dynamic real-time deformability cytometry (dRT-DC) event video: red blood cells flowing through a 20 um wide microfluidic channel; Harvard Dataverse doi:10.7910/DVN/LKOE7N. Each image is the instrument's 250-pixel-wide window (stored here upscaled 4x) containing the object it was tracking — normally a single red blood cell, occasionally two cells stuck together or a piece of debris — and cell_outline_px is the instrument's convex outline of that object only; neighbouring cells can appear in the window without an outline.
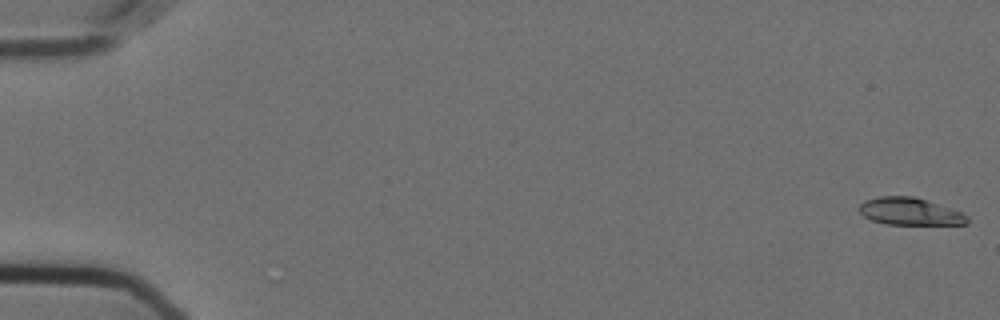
{"species": "Egyptian fruit bat (a non-hibernating species)", "species_latin": "Rousettus aegyptiacus", "temperature_condition": "cold", "stored_images_in_passage": 42, "camera_frame_rate_fps": 3000, "um_per_image_px": 0.085, "animal": {"sex": "female"}, "frame": {"image": 1, "passage_image": 1, "time_ms": 0.0, "image_size_px": [1000, 320], "cell_outline_px": [[968, 224], [888, 224], [872, 220], [864, 216], [860, 212], [860, 204], [864, 200], [880, 196], [912, 196], [964, 212], [968, 216]], "centroid_in_image_um": [77.36, 17.97], "position_along_channel_um": 7.6, "area_um2": 17.05}}
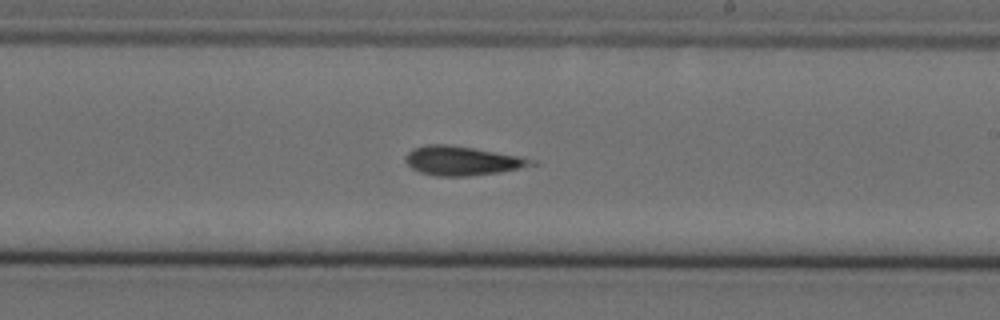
{"frame": {"image": 2, "passage_image": 19, "time_ms": 6.0, "image_size_px": [1000, 320], "cell_outline_px": [[540, 164], [500, 172], [468, 176], [436, 176], [420, 172], [412, 168], [404, 160], [404, 156], [412, 148], [428, 144], [444, 144], [472, 148], [520, 156], [536, 160]], "centroid_in_image_um": [39.29, 13.67], "position_along_channel_um": 249.7, "area_um2": 21.39}}
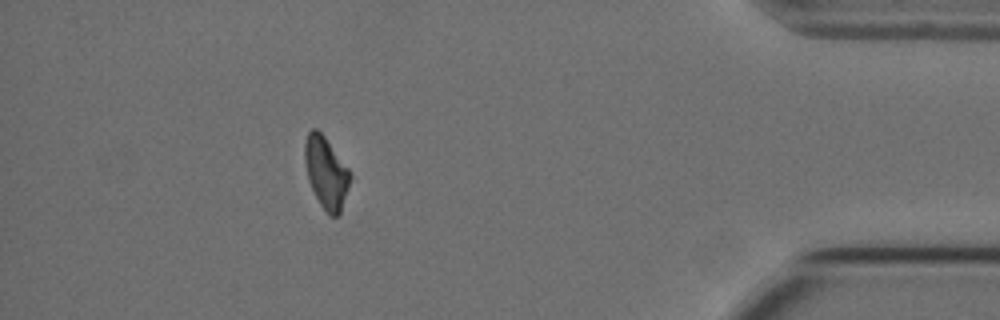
{"frame": {"image": 3, "passage_image": 36, "time_ms": 11.667, "image_size_px": [1000, 320], "cell_outline_px": [[352, 176], [340, 212], [336, 216], [328, 216], [320, 204], [308, 180], [304, 160], [304, 144], [308, 132], [312, 128], [316, 128], [324, 136], [348, 168]], "centroid_in_image_um": [27.7, 14.67], "position_along_channel_um": 407.5, "area_um2": 18.79}, "authors_computed_cell_mechanics": {"area_um2": 20.3456, "velocity_mm_per_s": 3.5738, "shape_relaxation_time_tau1_ms": null, "shape_relaxation_time_tau2_ms": 5.0759, "deformation_change_tau1": null, "deformation_change_tau2": 0.1482}}